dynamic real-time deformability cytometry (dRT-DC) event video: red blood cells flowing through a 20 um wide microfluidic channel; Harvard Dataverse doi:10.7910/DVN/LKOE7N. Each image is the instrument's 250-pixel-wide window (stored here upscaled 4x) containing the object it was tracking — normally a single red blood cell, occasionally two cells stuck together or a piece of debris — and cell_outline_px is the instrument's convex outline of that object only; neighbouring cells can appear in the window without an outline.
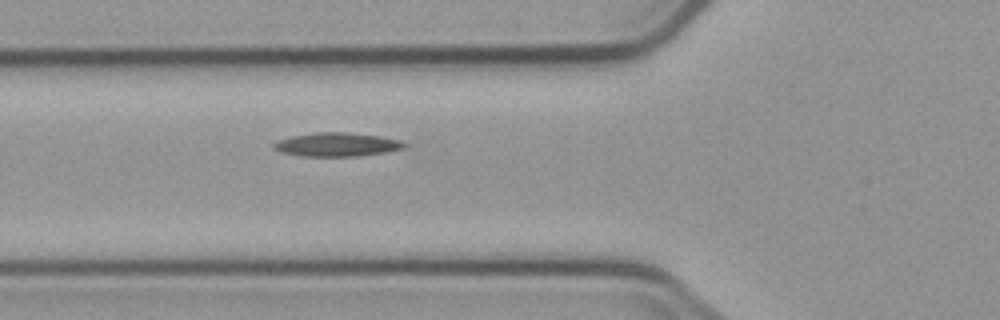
{"species": "common noctule bat (a hibernating species)", "species_latin": "Nyctalus noctula", "temperature_condition": "cold", "stored_images_in_passage": 3, "segment_of_instrument_passage": [1, 2], "camera_frame_rate_fps": 3000, "um_per_image_px": 0.085, "animal": {"sex": "male", "body_mass_g": 23.1, "forearm_length_mm": 52.7}, "frame": {"image": 1, "passage_image": 2, "time_ms": 1.0, "image_size_px": [1000, 320], "cell_outline_px": [[408, 144], [404, 148], [388, 152], [356, 156], [300, 156], [280, 152], [272, 148], [272, 144], [280, 140], [292, 136], [316, 132], [348, 132], [380, 136], [400, 140]], "centroid_in_image_um": [28.65, 12.29], "position_along_channel_um": 97.2, "area_um2": 18.15}}